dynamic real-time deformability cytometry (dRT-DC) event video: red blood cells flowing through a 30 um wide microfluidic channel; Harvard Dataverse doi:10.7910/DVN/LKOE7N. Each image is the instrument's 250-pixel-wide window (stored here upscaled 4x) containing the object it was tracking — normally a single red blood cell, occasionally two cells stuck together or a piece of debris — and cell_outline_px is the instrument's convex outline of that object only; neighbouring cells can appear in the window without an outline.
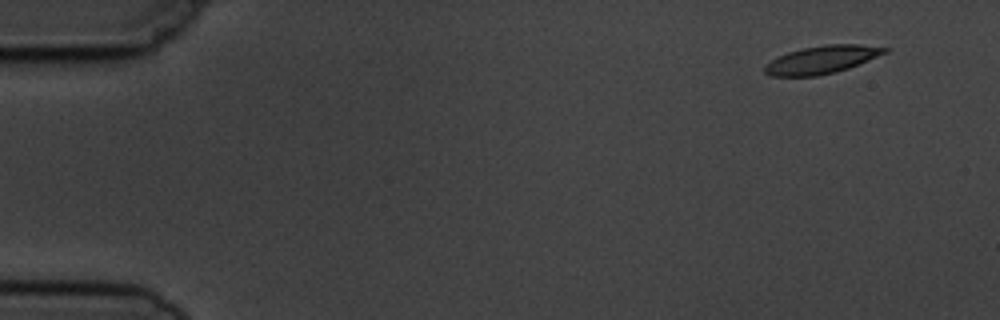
{"species": "common noctule bat (a hibernating species)", "species_latin": "Nyctalus noctula", "temperature_condition": "cold", "stored_images_in_passage": 4, "camera_frame_rate_fps": 3000, "um_per_image_px": 0.085, "animal": {"sex": "male", "body_mass_g": 19.5, "forearm_length_mm": 54.6}, "frame": {"image": 1, "passage_image": 1, "time_ms": 0.0, "image_size_px": [1000, 320], "cell_outline_px": [[892, 48], [888, 52], [848, 68], [836, 72], [816, 76], [772, 76], [764, 72], [764, 64], [776, 56], [788, 52], [804, 48], [824, 44], [860, 44]], "centroid_in_image_um": [69.84, 5.06], "position_along_channel_um": 15.2, "area_um2": 19.59}}
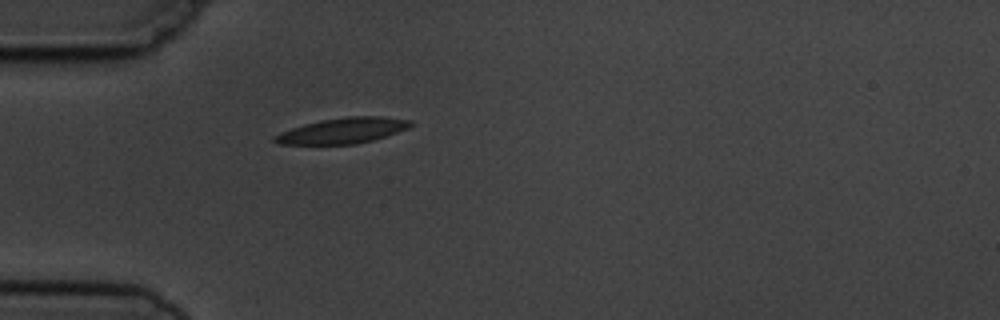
{"frame": {"image": 2, "passage_image": 4, "time_ms": 4.0, "image_size_px": [1000, 320], "cell_outline_px": [[416, 124], [408, 128], [372, 140], [356, 144], [276, 144], [272, 140], [272, 136], [280, 132], [304, 124], [320, 120], [348, 116], [384, 116], [412, 120]], "centroid_in_image_um": [29.13, 11.09], "position_along_channel_um": 55.9, "area_um2": 20.4}}